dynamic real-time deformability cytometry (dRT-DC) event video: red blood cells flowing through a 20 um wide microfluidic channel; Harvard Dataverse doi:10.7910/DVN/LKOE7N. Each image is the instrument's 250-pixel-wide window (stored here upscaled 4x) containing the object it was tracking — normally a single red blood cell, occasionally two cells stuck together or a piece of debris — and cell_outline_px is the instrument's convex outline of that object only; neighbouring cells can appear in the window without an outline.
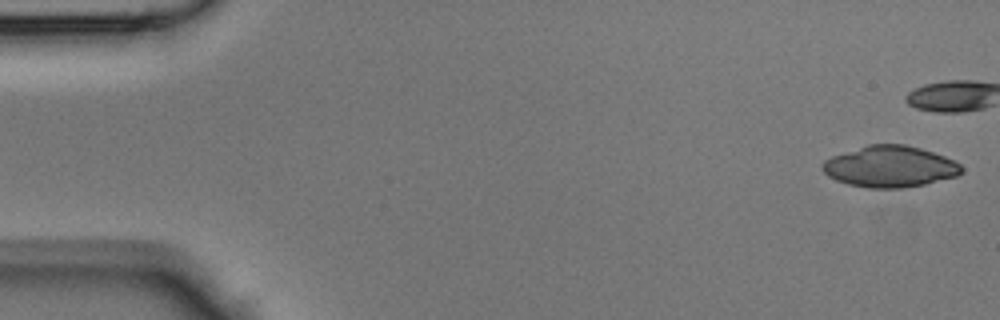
{"species": "Egyptian fruit bat (a non-hibernating species)", "species_latin": "Rousettus aegyptiacus", "temperature_condition": "room temperature", "stored_images_in_passage": 36, "camera_frame_rate_fps": 3000, "um_per_image_px": 0.085, "animal": {"sex": "male"}, "frame": {"image": 1, "passage_image": 1, "time_ms": 0.0, "image_size_px": [1000, 320], "cell_outline_px": [[964, 168], [956, 176], [924, 184], [904, 188], [868, 188], [848, 184], [836, 180], [828, 176], [820, 168], [820, 164], [824, 160], [832, 156], [868, 144], [904, 144], [920, 148], [944, 156], [960, 164]], "centroid_in_image_um": [75.6, 14.16], "position_along_channel_um": 9.4, "area_um2": 33.41}}